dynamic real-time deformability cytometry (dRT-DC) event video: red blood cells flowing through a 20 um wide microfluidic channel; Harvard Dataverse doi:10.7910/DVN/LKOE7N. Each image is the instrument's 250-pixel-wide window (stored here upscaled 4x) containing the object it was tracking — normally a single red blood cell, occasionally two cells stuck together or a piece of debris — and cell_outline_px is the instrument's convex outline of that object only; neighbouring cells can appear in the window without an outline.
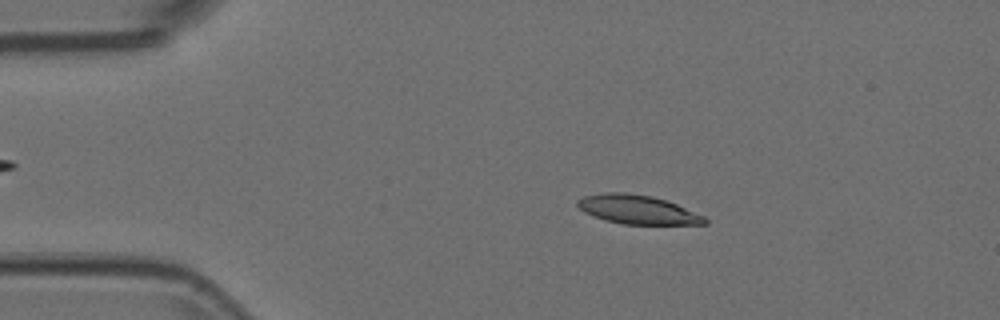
{"species": "Egyptian fruit bat (a non-hibernating species)", "species_latin": "Rousettus aegyptiacus", "temperature_condition": "room temperature", "stored_images_in_passage": 55, "camera_frame_rate_fps": 3000, "um_per_image_px": 0.085, "animal": {"sex": "female"}, "frame": {"image": 1, "passage_image": 10, "time_ms": 3.0, "image_size_px": [1000, 320], "cell_outline_px": [[708, 224], [624, 224], [604, 220], [584, 212], [576, 204], [576, 200], [584, 196], [604, 192], [624, 192], [652, 196], [676, 204], [704, 216], [708, 220]], "centroid_in_image_um": [54.17, 17.81], "position_along_channel_um": 30.8, "area_um2": 21.33}}
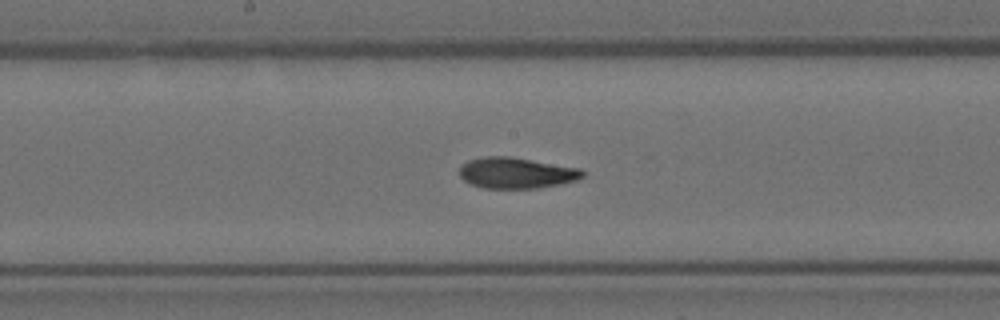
{"frame": {"image": 2, "passage_image": 28, "time_ms": 9.0, "image_size_px": [1000, 320], "cell_outline_px": [[584, 176], [576, 180], [560, 184], [540, 188], [484, 188], [472, 184], [464, 180], [460, 176], [460, 164], [468, 160], [484, 156], [508, 156], [580, 168], [584, 172]], "centroid_in_image_um": [43.87, 14.69], "position_along_channel_um": 204.3, "area_um2": 22.2}}
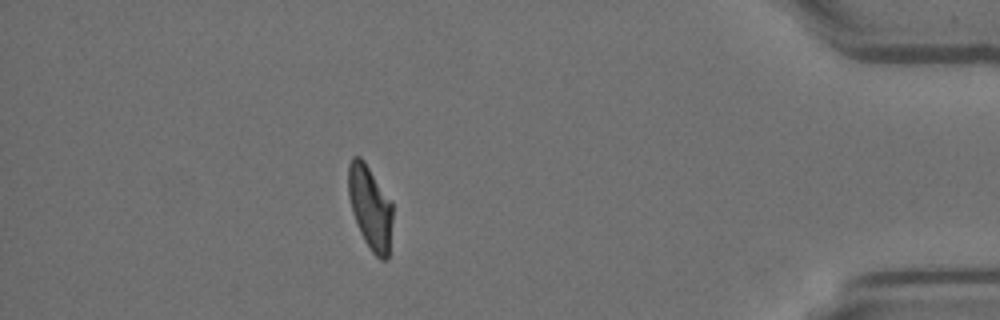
{"frame": {"image": 3, "passage_image": 48, "time_ms": 15.667, "image_size_px": [1000, 320], "cell_outline_px": [[392, 220], [388, 260], [380, 260], [372, 252], [364, 240], [360, 232], [352, 212], [348, 196], [348, 164], [352, 156], [360, 156], [364, 160], [392, 204]], "centroid_in_image_um": [31.44, 17.64], "position_along_channel_um": 403.8, "area_um2": 21.5}}